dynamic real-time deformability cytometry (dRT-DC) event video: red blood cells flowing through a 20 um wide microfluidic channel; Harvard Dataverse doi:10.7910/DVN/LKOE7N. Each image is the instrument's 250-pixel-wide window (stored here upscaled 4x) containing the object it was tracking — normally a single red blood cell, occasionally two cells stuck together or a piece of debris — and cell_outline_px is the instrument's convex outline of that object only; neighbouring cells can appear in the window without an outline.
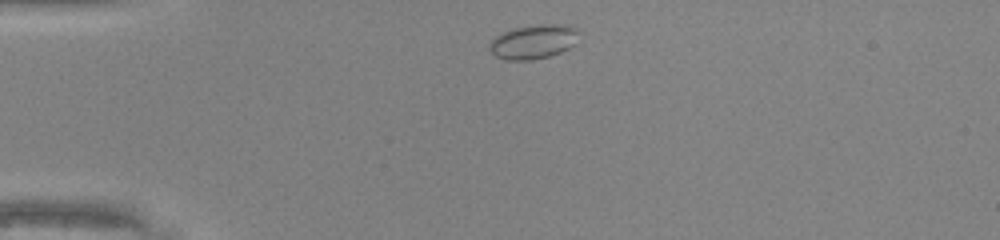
{"species": "common noctule bat (a hibernating species)", "species_latin": "Nyctalus noctula", "temperature_condition": "warm", "stored_images_in_passage": 38, "camera_frame_rate_fps": 3000, "um_per_image_px": 0.085, "animal": {"sex": "male", "body_mass_g": 20.0, "forearm_length_mm": 53.3}, "frame": {"image": 1, "passage_image": 1, "time_ms": 0.0, "image_size_px": [1000, 240], "cell_outline_px": [[576, 44], [560, 52], [548, 56], [532, 60], [508, 60], [496, 56], [488, 48], [488, 44], [500, 32], [512, 28], [536, 24], [568, 24], [576, 28]], "centroid_in_image_um": [45.31, 3.53], "position_along_channel_um": 39.7, "area_um2": 17.92}}
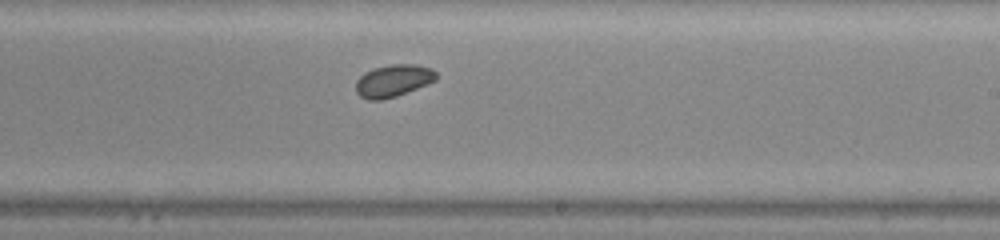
{"frame": {"image": 2, "passage_image": 19, "time_ms": 6.0, "image_size_px": [1000, 240], "cell_outline_px": [[436, 80], [396, 96], [380, 100], [368, 100], [360, 96], [356, 92], [356, 80], [364, 72], [372, 68], [392, 64], [412, 64], [432, 68], [436, 72]], "centroid_in_image_um": [33.39, 6.85], "position_along_channel_um": 255.6, "area_um2": 15.03}}
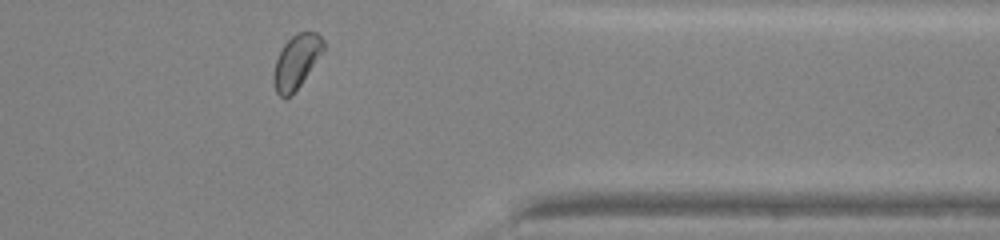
{"frame": {"image": 3, "passage_image": 29, "time_ms": 9.333, "image_size_px": [1000, 240], "cell_outline_px": [[324, 48], [292, 96], [284, 100], [276, 92], [272, 84], [272, 72], [276, 60], [284, 44], [296, 32], [316, 32], [324, 40]], "centroid_in_image_um": [25.14, 5.27], "position_along_channel_um": 386.3, "area_um2": 15.49}, "authors_computed_cell_mechanics": {"area_um2": 15.3748, "velocity_mm_per_s": 4.2507, "shape_relaxation_time_tau1_ms": null, "shape_relaxation_time_tau2_ms": 3.7526, "deformation_change_tau1": null, "deformation_change_tau2": 0.0486}}